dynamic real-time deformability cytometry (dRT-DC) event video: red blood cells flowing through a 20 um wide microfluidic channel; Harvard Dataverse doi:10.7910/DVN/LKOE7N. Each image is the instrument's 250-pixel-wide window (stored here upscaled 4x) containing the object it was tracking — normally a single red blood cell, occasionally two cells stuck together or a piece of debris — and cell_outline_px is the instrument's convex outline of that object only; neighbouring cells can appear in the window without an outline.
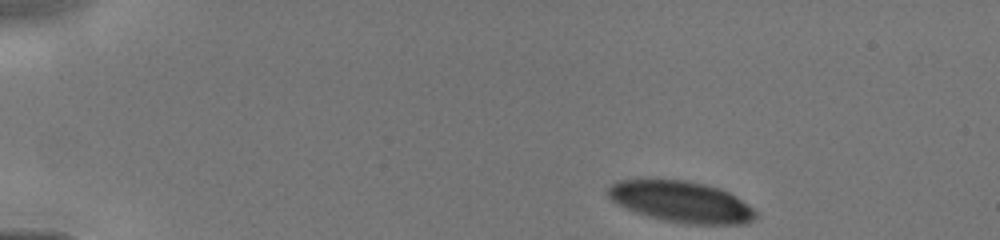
{"species": "human", "species_latin": "Homo sapiens", "temperature_condition": "cold", "stored_images_in_passage": 9, "camera_frame_rate_fps": 3000, "um_per_image_px": 0.085, "donor": {"sex": "male"}, "frame": {"image": 1, "passage_image": 1, "time_ms": 0.0, "image_size_px": [1000, 240], "cell_outline_px": [[756, 216], [748, 224], [688, 224], [648, 216], [636, 212], [616, 204], [608, 196], [608, 188], [616, 180], [684, 180], [704, 184], [720, 188], [736, 196], [748, 204], [756, 212]], "centroid_in_image_um": [57.92, 17.15], "position_along_channel_um": 27.1, "area_um2": 35.14}}
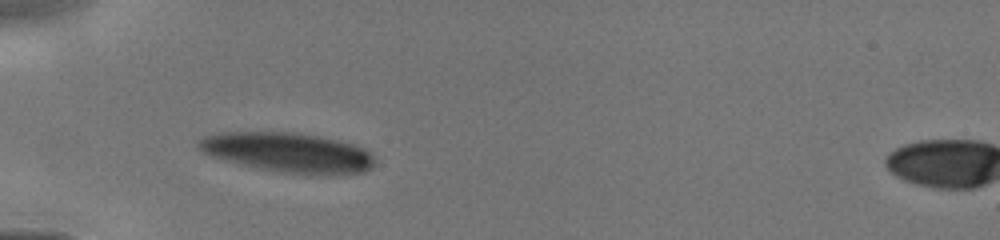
{"frame": {"image": 2, "passage_image": 7, "time_ms": 2.667, "image_size_px": [1000, 240], "cell_outline_px": [[376, 160], [372, 168], [364, 172], [328, 176], [308, 176], [280, 172], [260, 168], [224, 160], [212, 156], [196, 148], [196, 140], [204, 136], [220, 132], [292, 132], [320, 136], [340, 140], [356, 144], [372, 152], [376, 156]], "centroid_in_image_um": [24.56, 12.98], "position_along_channel_um": 60.4, "area_um2": 41.79}}
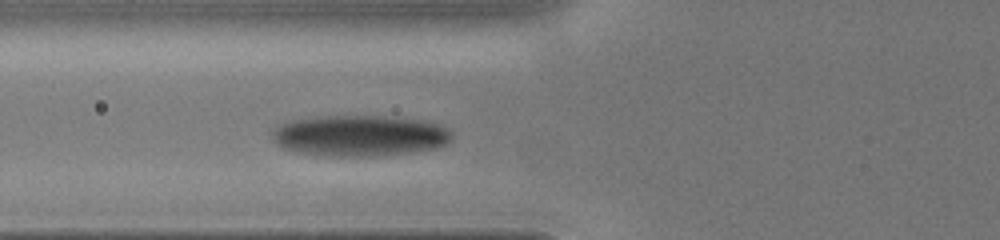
{"frame": {"image": 3, "passage_image": 9, "time_ms": 3.667, "image_size_px": [1000, 240], "cell_outline_px": [[452, 136], [444, 144], [436, 148], [408, 152], [376, 156], [328, 156], [300, 152], [284, 148], [276, 144], [272, 140], [272, 132], [280, 124], [288, 120], [320, 116], [380, 116], [424, 120], [436, 124], [452, 132]], "centroid_in_image_um": [30.52, 11.52], "position_along_channel_um": 95.3, "area_um2": 42.71}}